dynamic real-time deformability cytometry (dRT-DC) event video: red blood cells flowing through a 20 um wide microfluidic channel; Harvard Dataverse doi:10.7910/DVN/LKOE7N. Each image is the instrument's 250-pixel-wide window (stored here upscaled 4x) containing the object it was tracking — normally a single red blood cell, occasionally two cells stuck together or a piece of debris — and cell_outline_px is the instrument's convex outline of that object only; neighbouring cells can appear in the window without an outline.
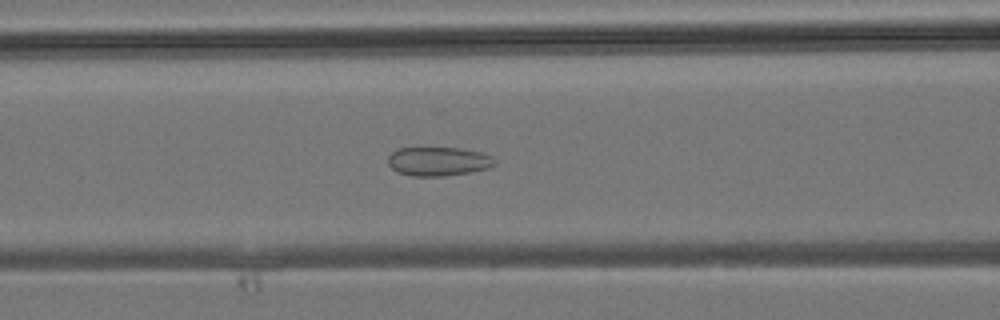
{"species": "common noctule bat (a hibernating species)", "species_latin": "Nyctalus noctula", "temperature_condition": "room temperature", "stored_images_in_passage": 41, "camera_frame_rate_fps": 3000, "um_per_image_px": 0.085, "animal": {"sex": "male", "body_mass_g": 19.2, "forearm_length_mm": 51.8}, "frame": {"image": 1, "passage_image": 17, "time_ms": 5.333, "image_size_px": [1000, 320], "cell_outline_px": [[496, 164], [488, 168], [468, 172], [444, 176], [412, 176], [396, 172], [388, 164], [388, 156], [396, 148], [460, 148], [484, 152], [492, 156], [496, 160]], "centroid_in_image_um": [37.26, 13.71], "position_along_channel_um": 129.3, "area_um2": 18.15}}
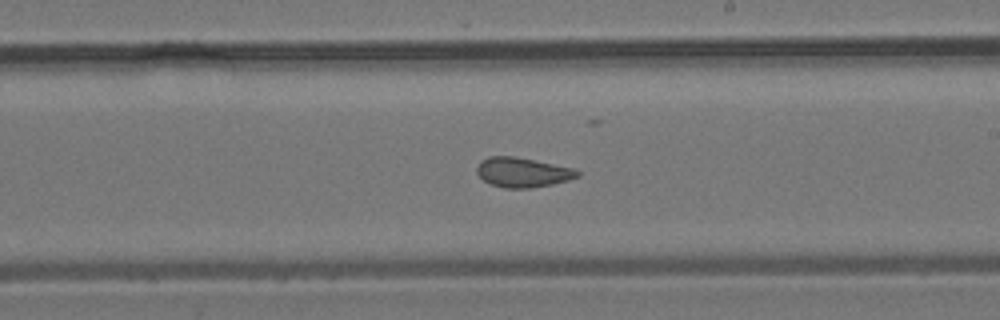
{"frame": {"image": 2, "passage_image": 24, "time_ms": 7.667, "image_size_px": [1000, 320], "cell_outline_px": [[580, 176], [568, 180], [552, 184], [528, 188], [504, 188], [492, 184], [484, 180], [476, 172], [476, 168], [480, 160], [488, 156], [512, 156], [572, 168], [580, 172]], "centroid_in_image_um": [44.39, 14.65], "position_along_channel_um": 244.6, "area_um2": 17.17}}
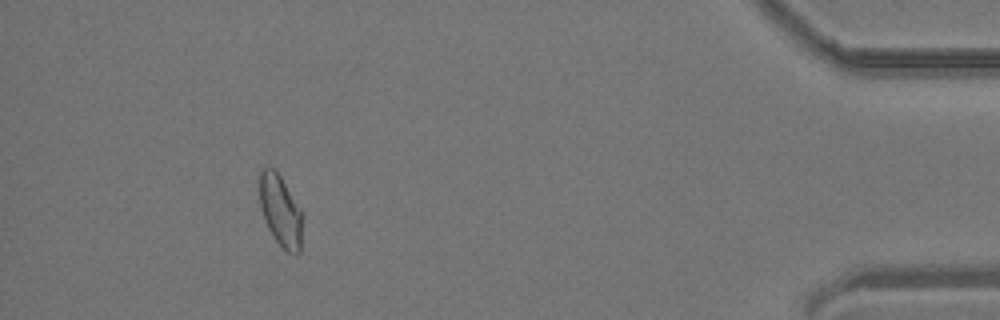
{"frame": {"image": 3, "passage_image": 38, "time_ms": 12.333, "image_size_px": [1000, 320], "cell_outline_px": [[300, 252], [296, 256], [292, 256], [272, 236], [264, 220], [260, 204], [260, 172], [264, 168], [276, 168], [300, 208]], "centroid_in_image_um": [23.82, 17.91], "position_along_channel_um": 411.4, "area_um2": 17.51}}